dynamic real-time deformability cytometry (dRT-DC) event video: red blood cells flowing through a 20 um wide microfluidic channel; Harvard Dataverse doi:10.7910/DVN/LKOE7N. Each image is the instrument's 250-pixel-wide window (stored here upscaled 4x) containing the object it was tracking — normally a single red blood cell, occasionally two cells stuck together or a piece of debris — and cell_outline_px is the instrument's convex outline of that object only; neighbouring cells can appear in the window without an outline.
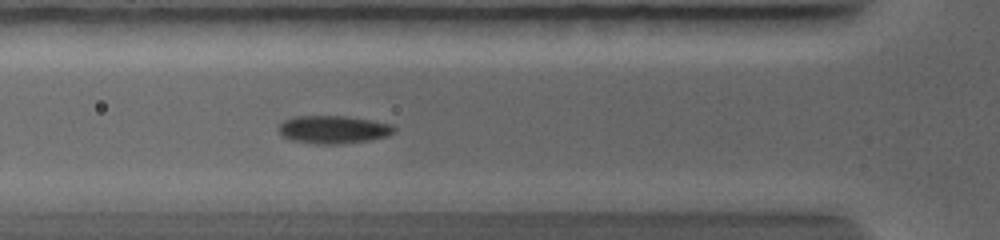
{"species": "common noctule bat (a hibernating species)", "species_latin": "Nyctalus noctula", "temperature_condition": "warm", "stored_images_in_passage": 4, "camera_frame_rate_fps": 5000, "um_per_image_px": 0.085, "animal": {"sex": "female", "body_mass_g": 19.0, "forearm_length_mm": 56.7}, "frame": {"image": 1, "passage_image": 3, "time_ms": 2.6, "image_size_px": [1000, 240], "cell_outline_px": [[396, 128], [388, 136], [368, 140], [336, 144], [316, 144], [292, 140], [284, 136], [276, 128], [284, 120], [296, 116], [348, 116], [372, 120], [392, 124]], "centroid_in_image_um": [28.33, 11.0], "position_along_channel_um": 97.5, "area_um2": 18.73}}
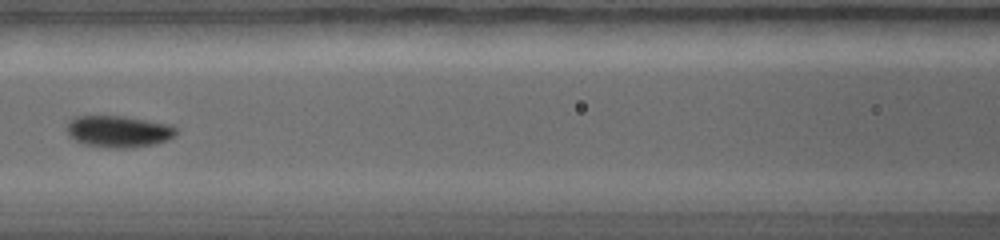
{"frame": {"image": 2, "passage_image": 4, "time_ms": 3.8, "image_size_px": [1000, 240], "cell_outline_px": [[176, 136], [168, 140], [152, 144], [128, 148], [108, 148], [84, 144], [68, 136], [68, 120], [72, 116], [124, 116], [168, 124], [176, 128]], "centroid_in_image_um": [10.05, 11.17], "position_along_channel_um": 156.5, "area_um2": 20.17}}